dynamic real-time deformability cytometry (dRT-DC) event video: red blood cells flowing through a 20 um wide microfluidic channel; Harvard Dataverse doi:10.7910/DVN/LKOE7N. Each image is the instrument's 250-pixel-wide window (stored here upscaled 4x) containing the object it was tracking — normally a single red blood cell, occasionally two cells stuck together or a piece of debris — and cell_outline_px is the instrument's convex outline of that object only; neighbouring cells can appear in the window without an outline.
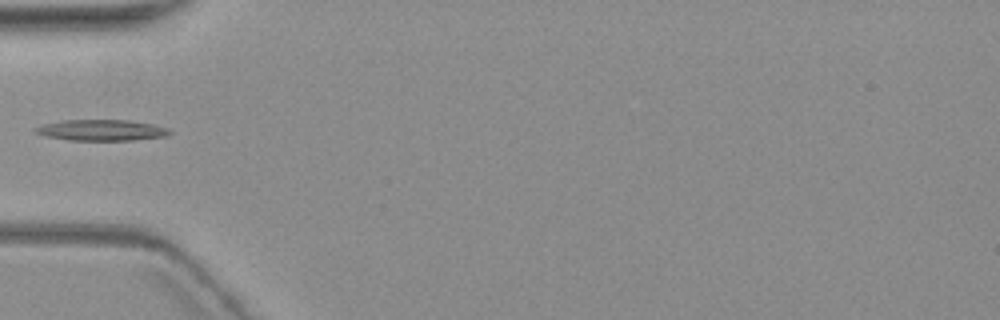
{"species": "common noctule bat (a hibernating species)", "species_latin": "Nyctalus noctula", "temperature_condition": "warm", "stored_images_in_passage": 6, "camera_frame_rate_fps": 3000, "um_per_image_px": 0.085, "animal": {"sex": "female", "body_mass_g": 19.3, "forearm_length_mm": 54.1}, "frame": {"image": 1, "passage_image": 6, "time_ms": 6.0, "image_size_px": [1000, 320], "cell_outline_px": [[172, 132], [168, 136], [132, 140], [68, 140], [44, 136], [36, 132], [32, 128], [44, 124], [64, 120], [128, 120], [152, 124], [168, 128]], "centroid_in_image_um": [8.63, 11.06], "position_along_channel_um": 76.4, "area_um2": 16.42}}